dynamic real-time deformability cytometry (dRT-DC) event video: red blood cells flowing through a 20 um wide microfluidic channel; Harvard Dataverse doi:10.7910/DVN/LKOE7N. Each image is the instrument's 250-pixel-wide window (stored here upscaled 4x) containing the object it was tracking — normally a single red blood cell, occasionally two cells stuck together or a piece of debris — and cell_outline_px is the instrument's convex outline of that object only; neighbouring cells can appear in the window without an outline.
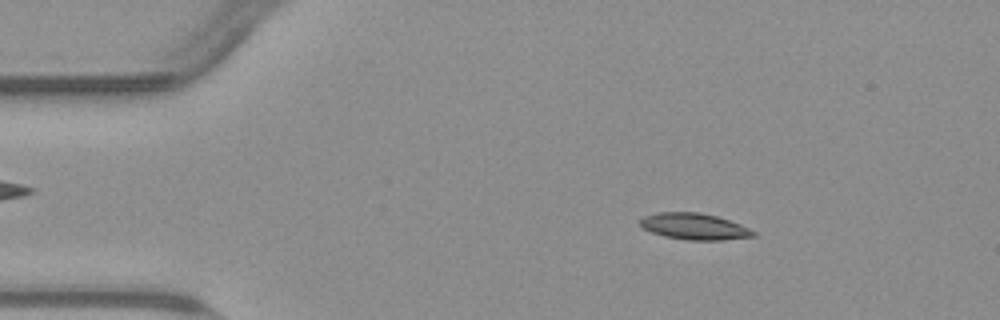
{"species": "common noctule bat (a hibernating species)", "species_latin": "Nyctalus noctula", "temperature_condition": "warm", "stored_images_in_passage": 54, "camera_frame_rate_fps": 3000, "um_per_image_px": 0.085, "animal": {"sex": "male", "body_mass_g": 23.1, "forearm_length_mm": 52.7}, "frame": {"image": 1, "passage_image": 8, "time_ms": 2.333, "image_size_px": [1000, 320], "cell_outline_px": [[756, 236], [724, 240], [688, 240], [664, 236], [652, 232], [644, 228], [640, 224], [640, 220], [644, 216], [656, 212], [696, 212], [716, 216], [740, 224], [756, 232]], "centroid_in_image_um": [59.02, 19.25], "position_along_channel_um": 26.0, "area_um2": 17.28}}
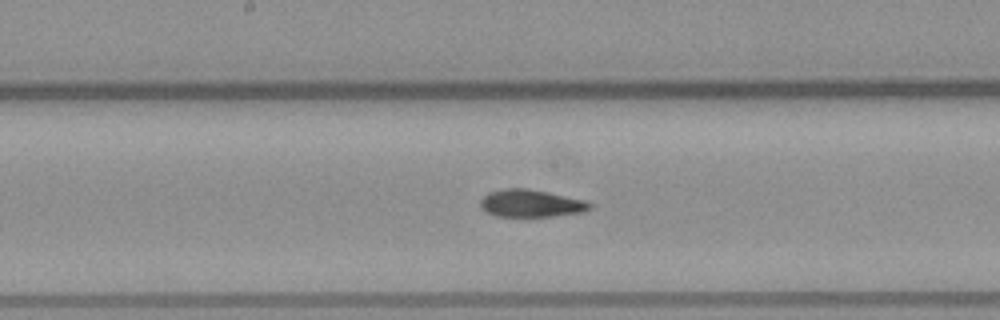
{"frame": {"image": 2, "passage_image": 27, "time_ms": 8.667, "image_size_px": [1000, 320], "cell_outline_px": [[592, 208], [584, 212], [552, 216], [496, 216], [480, 208], [480, 200], [488, 192], [504, 188], [528, 188], [548, 192], [584, 200], [592, 204]], "centroid_in_image_um": [45.12, 17.28], "position_along_channel_um": 203.1, "area_um2": 17.51}}
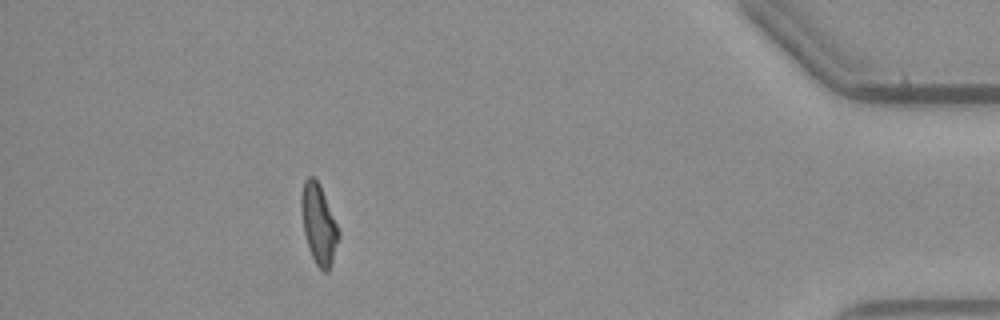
{"frame": {"image": 3, "passage_image": 48, "time_ms": 15.667, "image_size_px": [1000, 320], "cell_outline_px": [[340, 236], [328, 272], [324, 272], [316, 264], [308, 248], [304, 232], [300, 204], [300, 196], [304, 180], [308, 176], [316, 176], [320, 184], [340, 232]], "centroid_in_image_um": [27.07, 19.0], "position_along_channel_um": 408.1, "area_um2": 17.4}, "authors_computed_cell_mechanics": {"area_um2": 17.5712, "velocity_mm_per_s": 3.7809, "shape_relaxation_time_tau1_ms": 4.5274, "shape_relaxation_time_tau2_ms": 3.9499, "deformation_change_tau1": 0.1626, "deformation_change_tau2": 0.1094}}